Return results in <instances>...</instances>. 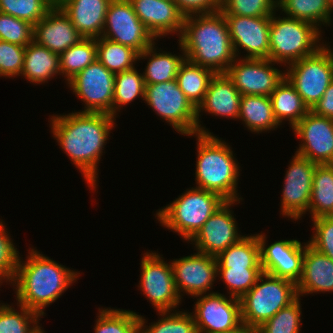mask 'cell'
Returning <instances> with one entry per match:
<instances>
[{"label":"cell","mask_w":333,"mask_h":333,"mask_svg":"<svg viewBox=\"0 0 333 333\" xmlns=\"http://www.w3.org/2000/svg\"><path fill=\"white\" fill-rule=\"evenodd\" d=\"M292 129L303 142L296 154L316 164H333V119L310 110Z\"/></svg>","instance_id":"cell-17"},{"label":"cell","mask_w":333,"mask_h":333,"mask_svg":"<svg viewBox=\"0 0 333 333\" xmlns=\"http://www.w3.org/2000/svg\"><path fill=\"white\" fill-rule=\"evenodd\" d=\"M214 75L215 73L211 69L185 59L180 65L176 81L178 87L197 109L204 100L209 82Z\"/></svg>","instance_id":"cell-31"},{"label":"cell","mask_w":333,"mask_h":333,"mask_svg":"<svg viewBox=\"0 0 333 333\" xmlns=\"http://www.w3.org/2000/svg\"><path fill=\"white\" fill-rule=\"evenodd\" d=\"M312 221L315 233L308 244L333 260V216H322Z\"/></svg>","instance_id":"cell-47"},{"label":"cell","mask_w":333,"mask_h":333,"mask_svg":"<svg viewBox=\"0 0 333 333\" xmlns=\"http://www.w3.org/2000/svg\"><path fill=\"white\" fill-rule=\"evenodd\" d=\"M5 225L0 220V281L13 282L16 274L19 252L5 231Z\"/></svg>","instance_id":"cell-46"},{"label":"cell","mask_w":333,"mask_h":333,"mask_svg":"<svg viewBox=\"0 0 333 333\" xmlns=\"http://www.w3.org/2000/svg\"><path fill=\"white\" fill-rule=\"evenodd\" d=\"M112 0H56L84 38H98L103 33L106 13Z\"/></svg>","instance_id":"cell-24"},{"label":"cell","mask_w":333,"mask_h":333,"mask_svg":"<svg viewBox=\"0 0 333 333\" xmlns=\"http://www.w3.org/2000/svg\"><path fill=\"white\" fill-rule=\"evenodd\" d=\"M159 314L165 317L148 327L145 326L146 319L139 315L141 333H198L192 313L165 311Z\"/></svg>","instance_id":"cell-39"},{"label":"cell","mask_w":333,"mask_h":333,"mask_svg":"<svg viewBox=\"0 0 333 333\" xmlns=\"http://www.w3.org/2000/svg\"><path fill=\"white\" fill-rule=\"evenodd\" d=\"M224 333H260V331H259L258 327L250 326V325H247L242 322L236 328L229 330L227 332H224Z\"/></svg>","instance_id":"cell-50"},{"label":"cell","mask_w":333,"mask_h":333,"mask_svg":"<svg viewBox=\"0 0 333 333\" xmlns=\"http://www.w3.org/2000/svg\"><path fill=\"white\" fill-rule=\"evenodd\" d=\"M22 74L30 83L35 84L44 83L55 74H61L59 54L33 40L25 48Z\"/></svg>","instance_id":"cell-26"},{"label":"cell","mask_w":333,"mask_h":333,"mask_svg":"<svg viewBox=\"0 0 333 333\" xmlns=\"http://www.w3.org/2000/svg\"><path fill=\"white\" fill-rule=\"evenodd\" d=\"M155 44L156 43H153L150 47L138 54V60H140V58L146 59L147 57H151L148 58L149 62H147L145 72L142 74L145 84L169 82L176 79L180 65L186 59L184 50L182 51L183 57L167 52L155 53L157 50L154 47Z\"/></svg>","instance_id":"cell-29"},{"label":"cell","mask_w":333,"mask_h":333,"mask_svg":"<svg viewBox=\"0 0 333 333\" xmlns=\"http://www.w3.org/2000/svg\"><path fill=\"white\" fill-rule=\"evenodd\" d=\"M180 49L191 63L226 73L235 60L227 23L220 12L185 16Z\"/></svg>","instance_id":"cell-3"},{"label":"cell","mask_w":333,"mask_h":333,"mask_svg":"<svg viewBox=\"0 0 333 333\" xmlns=\"http://www.w3.org/2000/svg\"><path fill=\"white\" fill-rule=\"evenodd\" d=\"M29 254L25 263L19 256L17 259L12 282L16 286V300L18 305L44 316V308L55 302L80 273L45 257L37 250L31 249Z\"/></svg>","instance_id":"cell-2"},{"label":"cell","mask_w":333,"mask_h":333,"mask_svg":"<svg viewBox=\"0 0 333 333\" xmlns=\"http://www.w3.org/2000/svg\"><path fill=\"white\" fill-rule=\"evenodd\" d=\"M145 86L142 74H139L135 67L115 74L112 116L116 117L121 106L131 103L136 97L141 96L144 99Z\"/></svg>","instance_id":"cell-36"},{"label":"cell","mask_w":333,"mask_h":333,"mask_svg":"<svg viewBox=\"0 0 333 333\" xmlns=\"http://www.w3.org/2000/svg\"><path fill=\"white\" fill-rule=\"evenodd\" d=\"M226 202L219 194L191 188L157 212V219L168 229L190 241L211 215Z\"/></svg>","instance_id":"cell-5"},{"label":"cell","mask_w":333,"mask_h":333,"mask_svg":"<svg viewBox=\"0 0 333 333\" xmlns=\"http://www.w3.org/2000/svg\"><path fill=\"white\" fill-rule=\"evenodd\" d=\"M235 202L238 201H226L190 240L195 242L199 253L216 257L244 237L238 234L235 218L230 210Z\"/></svg>","instance_id":"cell-19"},{"label":"cell","mask_w":333,"mask_h":333,"mask_svg":"<svg viewBox=\"0 0 333 333\" xmlns=\"http://www.w3.org/2000/svg\"><path fill=\"white\" fill-rule=\"evenodd\" d=\"M194 307L198 333H224L242 323L240 299L216 292L200 295Z\"/></svg>","instance_id":"cell-14"},{"label":"cell","mask_w":333,"mask_h":333,"mask_svg":"<svg viewBox=\"0 0 333 333\" xmlns=\"http://www.w3.org/2000/svg\"><path fill=\"white\" fill-rule=\"evenodd\" d=\"M83 38L57 4L34 25L33 40L59 55Z\"/></svg>","instance_id":"cell-21"},{"label":"cell","mask_w":333,"mask_h":333,"mask_svg":"<svg viewBox=\"0 0 333 333\" xmlns=\"http://www.w3.org/2000/svg\"><path fill=\"white\" fill-rule=\"evenodd\" d=\"M309 212L311 219L333 216V164H317L313 173Z\"/></svg>","instance_id":"cell-30"},{"label":"cell","mask_w":333,"mask_h":333,"mask_svg":"<svg viewBox=\"0 0 333 333\" xmlns=\"http://www.w3.org/2000/svg\"><path fill=\"white\" fill-rule=\"evenodd\" d=\"M141 22L157 39L183 30L185 15L174 0H129Z\"/></svg>","instance_id":"cell-22"},{"label":"cell","mask_w":333,"mask_h":333,"mask_svg":"<svg viewBox=\"0 0 333 333\" xmlns=\"http://www.w3.org/2000/svg\"><path fill=\"white\" fill-rule=\"evenodd\" d=\"M299 296L288 306L280 309L272 318L262 323L260 333H300L301 306Z\"/></svg>","instance_id":"cell-42"},{"label":"cell","mask_w":333,"mask_h":333,"mask_svg":"<svg viewBox=\"0 0 333 333\" xmlns=\"http://www.w3.org/2000/svg\"><path fill=\"white\" fill-rule=\"evenodd\" d=\"M95 333H141L139 315L121 309H101L97 316Z\"/></svg>","instance_id":"cell-37"},{"label":"cell","mask_w":333,"mask_h":333,"mask_svg":"<svg viewBox=\"0 0 333 333\" xmlns=\"http://www.w3.org/2000/svg\"><path fill=\"white\" fill-rule=\"evenodd\" d=\"M114 121L115 117L109 114L91 112L55 115L50 121L54 138L93 190L98 178L97 164Z\"/></svg>","instance_id":"cell-1"},{"label":"cell","mask_w":333,"mask_h":333,"mask_svg":"<svg viewBox=\"0 0 333 333\" xmlns=\"http://www.w3.org/2000/svg\"><path fill=\"white\" fill-rule=\"evenodd\" d=\"M269 97L279 125L287 119L293 128L310 111L286 77Z\"/></svg>","instance_id":"cell-27"},{"label":"cell","mask_w":333,"mask_h":333,"mask_svg":"<svg viewBox=\"0 0 333 333\" xmlns=\"http://www.w3.org/2000/svg\"><path fill=\"white\" fill-rule=\"evenodd\" d=\"M56 4V0H0V12L35 25Z\"/></svg>","instance_id":"cell-40"},{"label":"cell","mask_w":333,"mask_h":333,"mask_svg":"<svg viewBox=\"0 0 333 333\" xmlns=\"http://www.w3.org/2000/svg\"><path fill=\"white\" fill-rule=\"evenodd\" d=\"M18 306L20 312L8 304H0V333H34L39 328L37 323L41 316L27 307Z\"/></svg>","instance_id":"cell-38"},{"label":"cell","mask_w":333,"mask_h":333,"mask_svg":"<svg viewBox=\"0 0 333 333\" xmlns=\"http://www.w3.org/2000/svg\"><path fill=\"white\" fill-rule=\"evenodd\" d=\"M317 164L298 154L293 156L286 172L281 209L282 215L300 219L309 211L313 173Z\"/></svg>","instance_id":"cell-16"},{"label":"cell","mask_w":333,"mask_h":333,"mask_svg":"<svg viewBox=\"0 0 333 333\" xmlns=\"http://www.w3.org/2000/svg\"><path fill=\"white\" fill-rule=\"evenodd\" d=\"M196 188L219 194L226 201H239L236 190L239 166L226 142L212 134H196Z\"/></svg>","instance_id":"cell-4"},{"label":"cell","mask_w":333,"mask_h":333,"mask_svg":"<svg viewBox=\"0 0 333 333\" xmlns=\"http://www.w3.org/2000/svg\"><path fill=\"white\" fill-rule=\"evenodd\" d=\"M144 255L138 287L156 310L172 312L181 301L175 286L172 264L166 263L156 252H146Z\"/></svg>","instance_id":"cell-12"},{"label":"cell","mask_w":333,"mask_h":333,"mask_svg":"<svg viewBox=\"0 0 333 333\" xmlns=\"http://www.w3.org/2000/svg\"><path fill=\"white\" fill-rule=\"evenodd\" d=\"M278 18V19H277ZM314 24L294 18L271 16L269 29V59L275 63L291 64L315 53L322 44ZM319 45V46H318Z\"/></svg>","instance_id":"cell-6"},{"label":"cell","mask_w":333,"mask_h":333,"mask_svg":"<svg viewBox=\"0 0 333 333\" xmlns=\"http://www.w3.org/2000/svg\"><path fill=\"white\" fill-rule=\"evenodd\" d=\"M97 59L114 74L134 68L138 53L127 46L104 37L96 38Z\"/></svg>","instance_id":"cell-34"},{"label":"cell","mask_w":333,"mask_h":333,"mask_svg":"<svg viewBox=\"0 0 333 333\" xmlns=\"http://www.w3.org/2000/svg\"><path fill=\"white\" fill-rule=\"evenodd\" d=\"M96 59V38H83L59 55L60 72L69 81Z\"/></svg>","instance_id":"cell-35"},{"label":"cell","mask_w":333,"mask_h":333,"mask_svg":"<svg viewBox=\"0 0 333 333\" xmlns=\"http://www.w3.org/2000/svg\"><path fill=\"white\" fill-rule=\"evenodd\" d=\"M272 63L270 59L242 58L238 62L235 58L226 74L241 95L270 96L285 78Z\"/></svg>","instance_id":"cell-13"},{"label":"cell","mask_w":333,"mask_h":333,"mask_svg":"<svg viewBox=\"0 0 333 333\" xmlns=\"http://www.w3.org/2000/svg\"><path fill=\"white\" fill-rule=\"evenodd\" d=\"M101 37L134 49L138 54L156 39L134 12L129 0H112Z\"/></svg>","instance_id":"cell-10"},{"label":"cell","mask_w":333,"mask_h":333,"mask_svg":"<svg viewBox=\"0 0 333 333\" xmlns=\"http://www.w3.org/2000/svg\"><path fill=\"white\" fill-rule=\"evenodd\" d=\"M185 15L208 14L219 11L222 0H174Z\"/></svg>","instance_id":"cell-48"},{"label":"cell","mask_w":333,"mask_h":333,"mask_svg":"<svg viewBox=\"0 0 333 333\" xmlns=\"http://www.w3.org/2000/svg\"><path fill=\"white\" fill-rule=\"evenodd\" d=\"M238 119L256 133L275 129L279 125L269 96L242 95Z\"/></svg>","instance_id":"cell-28"},{"label":"cell","mask_w":333,"mask_h":333,"mask_svg":"<svg viewBox=\"0 0 333 333\" xmlns=\"http://www.w3.org/2000/svg\"><path fill=\"white\" fill-rule=\"evenodd\" d=\"M115 74L98 59L68 81L78 97L85 102L81 112L105 113L112 116Z\"/></svg>","instance_id":"cell-11"},{"label":"cell","mask_w":333,"mask_h":333,"mask_svg":"<svg viewBox=\"0 0 333 333\" xmlns=\"http://www.w3.org/2000/svg\"><path fill=\"white\" fill-rule=\"evenodd\" d=\"M297 294L333 291V260L305 244L302 275L296 284Z\"/></svg>","instance_id":"cell-25"},{"label":"cell","mask_w":333,"mask_h":333,"mask_svg":"<svg viewBox=\"0 0 333 333\" xmlns=\"http://www.w3.org/2000/svg\"><path fill=\"white\" fill-rule=\"evenodd\" d=\"M328 4H329V8H330V12H333V0H328Z\"/></svg>","instance_id":"cell-51"},{"label":"cell","mask_w":333,"mask_h":333,"mask_svg":"<svg viewBox=\"0 0 333 333\" xmlns=\"http://www.w3.org/2000/svg\"><path fill=\"white\" fill-rule=\"evenodd\" d=\"M241 97L242 95L226 73L215 74L209 82L204 100L197 108L198 133L211 134L199 123L201 110L215 116L238 119Z\"/></svg>","instance_id":"cell-23"},{"label":"cell","mask_w":333,"mask_h":333,"mask_svg":"<svg viewBox=\"0 0 333 333\" xmlns=\"http://www.w3.org/2000/svg\"><path fill=\"white\" fill-rule=\"evenodd\" d=\"M144 100L178 133L188 136L198 133L197 109L178 87L176 79L146 84Z\"/></svg>","instance_id":"cell-9"},{"label":"cell","mask_w":333,"mask_h":333,"mask_svg":"<svg viewBox=\"0 0 333 333\" xmlns=\"http://www.w3.org/2000/svg\"><path fill=\"white\" fill-rule=\"evenodd\" d=\"M222 14L227 23L235 57L239 58L240 47L248 53L244 58L269 59L271 16L248 17Z\"/></svg>","instance_id":"cell-15"},{"label":"cell","mask_w":333,"mask_h":333,"mask_svg":"<svg viewBox=\"0 0 333 333\" xmlns=\"http://www.w3.org/2000/svg\"><path fill=\"white\" fill-rule=\"evenodd\" d=\"M260 246V264L263 272L288 279L295 284L301 278L305 243L298 240L275 241L266 247V236L256 234Z\"/></svg>","instance_id":"cell-18"},{"label":"cell","mask_w":333,"mask_h":333,"mask_svg":"<svg viewBox=\"0 0 333 333\" xmlns=\"http://www.w3.org/2000/svg\"><path fill=\"white\" fill-rule=\"evenodd\" d=\"M277 7L288 18L304 20L316 27L329 25L332 20L328 0H277Z\"/></svg>","instance_id":"cell-33"},{"label":"cell","mask_w":333,"mask_h":333,"mask_svg":"<svg viewBox=\"0 0 333 333\" xmlns=\"http://www.w3.org/2000/svg\"><path fill=\"white\" fill-rule=\"evenodd\" d=\"M276 8L277 0H222L219 11L227 15L261 17L272 16Z\"/></svg>","instance_id":"cell-43"},{"label":"cell","mask_w":333,"mask_h":333,"mask_svg":"<svg viewBox=\"0 0 333 333\" xmlns=\"http://www.w3.org/2000/svg\"><path fill=\"white\" fill-rule=\"evenodd\" d=\"M288 69L285 77L311 110L333 81V51L323 44L315 53L289 64Z\"/></svg>","instance_id":"cell-8"},{"label":"cell","mask_w":333,"mask_h":333,"mask_svg":"<svg viewBox=\"0 0 333 333\" xmlns=\"http://www.w3.org/2000/svg\"><path fill=\"white\" fill-rule=\"evenodd\" d=\"M33 32L31 23L0 12V40L26 47L33 41Z\"/></svg>","instance_id":"cell-44"},{"label":"cell","mask_w":333,"mask_h":333,"mask_svg":"<svg viewBox=\"0 0 333 333\" xmlns=\"http://www.w3.org/2000/svg\"><path fill=\"white\" fill-rule=\"evenodd\" d=\"M45 331H43L42 329H41V327L39 326V328L34 332V333H44Z\"/></svg>","instance_id":"cell-52"},{"label":"cell","mask_w":333,"mask_h":333,"mask_svg":"<svg viewBox=\"0 0 333 333\" xmlns=\"http://www.w3.org/2000/svg\"><path fill=\"white\" fill-rule=\"evenodd\" d=\"M297 297L294 282L263 272L256 284L240 299L242 322L259 327Z\"/></svg>","instance_id":"cell-7"},{"label":"cell","mask_w":333,"mask_h":333,"mask_svg":"<svg viewBox=\"0 0 333 333\" xmlns=\"http://www.w3.org/2000/svg\"><path fill=\"white\" fill-rule=\"evenodd\" d=\"M311 111L316 115L333 119V81Z\"/></svg>","instance_id":"cell-49"},{"label":"cell","mask_w":333,"mask_h":333,"mask_svg":"<svg viewBox=\"0 0 333 333\" xmlns=\"http://www.w3.org/2000/svg\"><path fill=\"white\" fill-rule=\"evenodd\" d=\"M25 48L0 40V76L10 78L21 75Z\"/></svg>","instance_id":"cell-45"},{"label":"cell","mask_w":333,"mask_h":333,"mask_svg":"<svg viewBox=\"0 0 333 333\" xmlns=\"http://www.w3.org/2000/svg\"><path fill=\"white\" fill-rule=\"evenodd\" d=\"M178 294L182 291L194 297L206 294L212 288L217 274L215 256L195 253L171 262Z\"/></svg>","instance_id":"cell-20"},{"label":"cell","mask_w":333,"mask_h":333,"mask_svg":"<svg viewBox=\"0 0 333 333\" xmlns=\"http://www.w3.org/2000/svg\"><path fill=\"white\" fill-rule=\"evenodd\" d=\"M217 268H262L257 235L245 236L216 256Z\"/></svg>","instance_id":"cell-32"},{"label":"cell","mask_w":333,"mask_h":333,"mask_svg":"<svg viewBox=\"0 0 333 333\" xmlns=\"http://www.w3.org/2000/svg\"><path fill=\"white\" fill-rule=\"evenodd\" d=\"M262 273V268H217V277L220 275L224 280L231 297L238 299L256 284Z\"/></svg>","instance_id":"cell-41"}]
</instances>
